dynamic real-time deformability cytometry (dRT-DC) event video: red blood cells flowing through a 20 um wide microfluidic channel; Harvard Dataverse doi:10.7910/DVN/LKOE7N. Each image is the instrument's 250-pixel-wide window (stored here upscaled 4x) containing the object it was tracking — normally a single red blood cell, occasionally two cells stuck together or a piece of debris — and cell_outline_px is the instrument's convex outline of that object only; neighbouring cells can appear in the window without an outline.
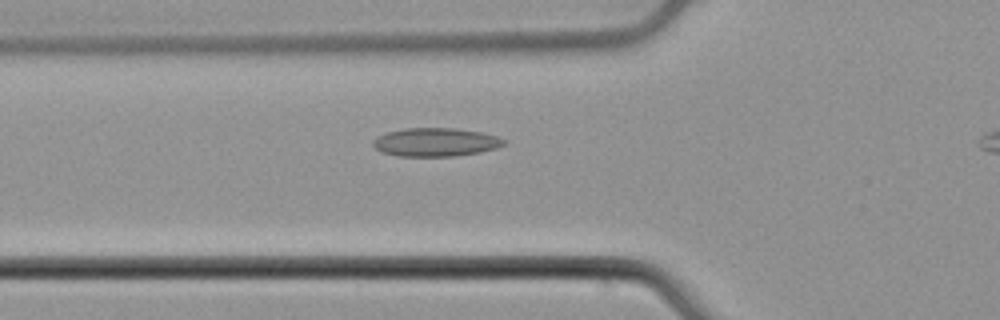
{"species": "common noctule bat (a hibernating species)", "species_latin": "Nyctalus noctula", "temperature_condition": "cold", "stored_images_in_passage": 30, "camera_frame_rate_fps": 3000, "um_per_image_px": 0.085, "animal": {"sex": "male", "body_mass_g": 21.5, "forearm_length_mm": 52.0}, "frame": {"image": 1, "passage_image": 2, "time_ms": 0.333, "image_size_px": [1000, 320], "cell_outline_px": [[508, 144], [496, 148], [480, 152], [456, 156], [396, 156], [384, 152], [376, 148], [372, 144], [372, 140], [376, 136], [388, 132], [404, 128], [452, 128], [480, 132], [496, 136], [508, 140]], "centroid_in_image_um": [37.05, 12.08], "position_along_channel_um": 88.8, "area_um2": 21.79}}
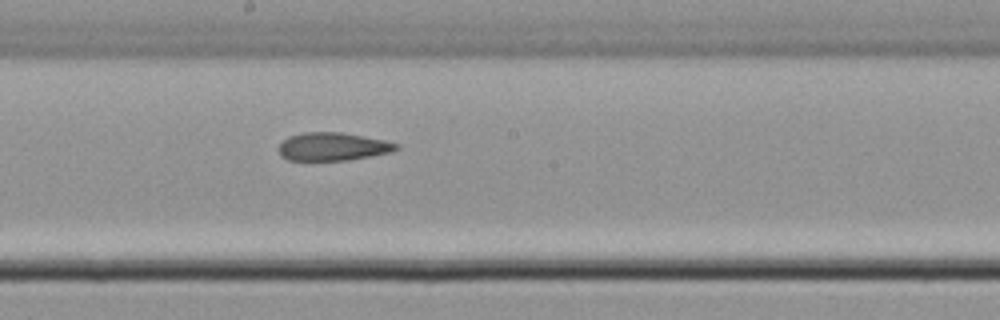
{"frame": {"image": 2, "passage_image": 12, "time_ms": 3.667, "image_size_px": [1000, 320], "cell_outline_px": [[400, 148], [392, 152], [348, 160], [288, 160], [280, 156], [276, 148], [288, 136], [304, 132], [340, 132], [384, 140], [400, 144]], "centroid_in_image_um": [28.26, 12.46], "position_along_channel_um": 219.9, "area_um2": 19.36}}
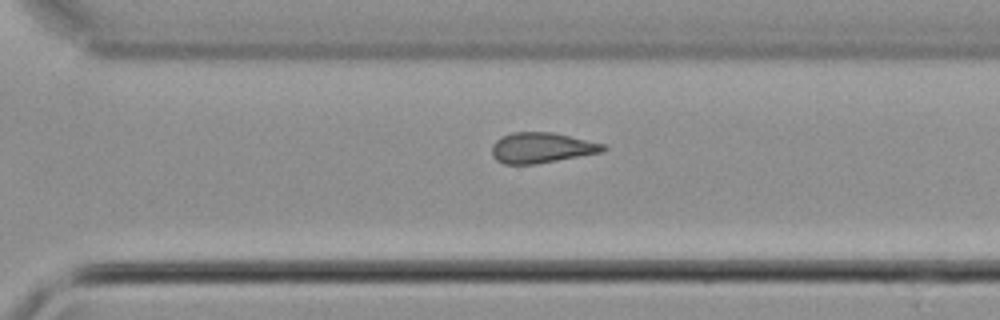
{"frame": {"image": 3, "passage_image": 20, "time_ms": 6.333, "image_size_px": [1000, 320], "cell_outline_px": [[608, 148], [604, 152], [536, 164], [504, 164], [496, 160], [492, 156], [492, 144], [500, 136], [512, 132], [552, 132], [604, 144]], "centroid_in_image_um": [46.02, 12.56], "position_along_channel_um": 324.6, "area_um2": 19.88}}